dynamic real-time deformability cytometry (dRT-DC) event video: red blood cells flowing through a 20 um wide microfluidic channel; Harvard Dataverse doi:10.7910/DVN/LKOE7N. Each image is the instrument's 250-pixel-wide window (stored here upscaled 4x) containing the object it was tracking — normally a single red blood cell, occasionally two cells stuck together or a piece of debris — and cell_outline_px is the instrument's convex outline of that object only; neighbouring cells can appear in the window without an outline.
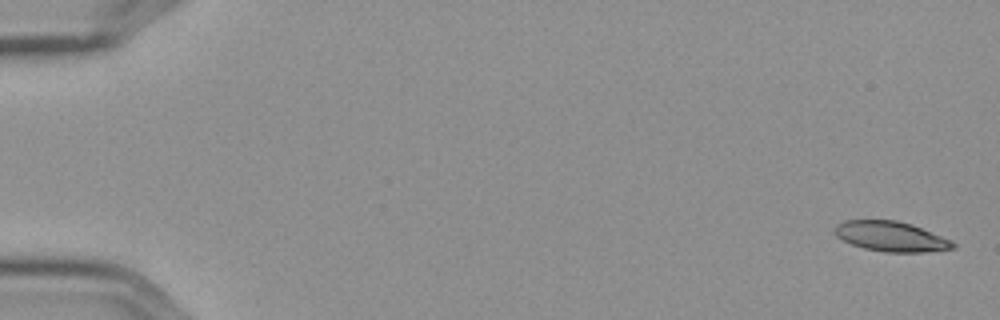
{"species": "Egyptian fruit bat (a non-hibernating species)", "species_latin": "Rousettus aegyptiacus", "temperature_condition": "cold", "stored_images_in_passage": 6, "camera_frame_rate_fps": 3000, "um_per_image_px": 0.085, "frame": {"image": 1, "passage_image": 1, "time_ms": 0.0, "image_size_px": [1000, 320], "cell_outline_px": [[956, 248], [924, 252], [884, 252], [864, 248], [852, 244], [836, 236], [832, 228], [836, 224], [844, 220], [896, 220], [912, 224], [952, 240], [956, 244]], "centroid_in_image_um": [75.73, 20.09], "position_along_channel_um": 9.3, "area_um2": 20.81}}
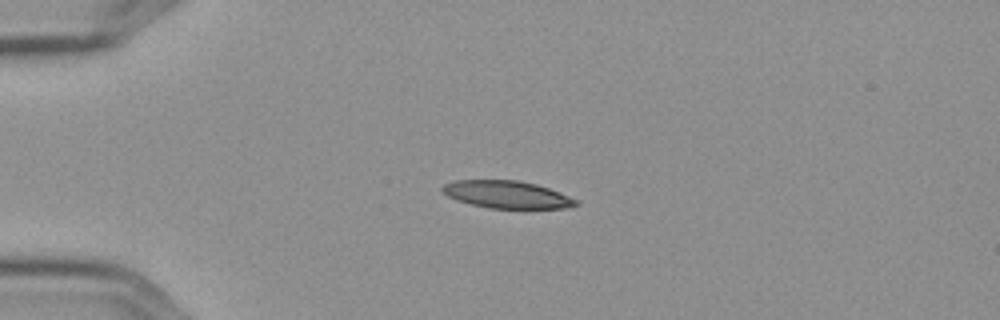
{"frame": {"image": 2, "passage_image": 4, "time_ms": 1.0, "image_size_px": [1000, 320], "cell_outline_px": [[580, 204], [564, 208], [488, 208], [472, 204], [448, 196], [440, 192], [440, 188], [444, 184], [452, 180], [520, 180], [536, 184], [548, 188], [580, 200]], "centroid_in_image_um": [43.09, 16.52], "position_along_channel_um": 41.9, "area_um2": 21.39}}
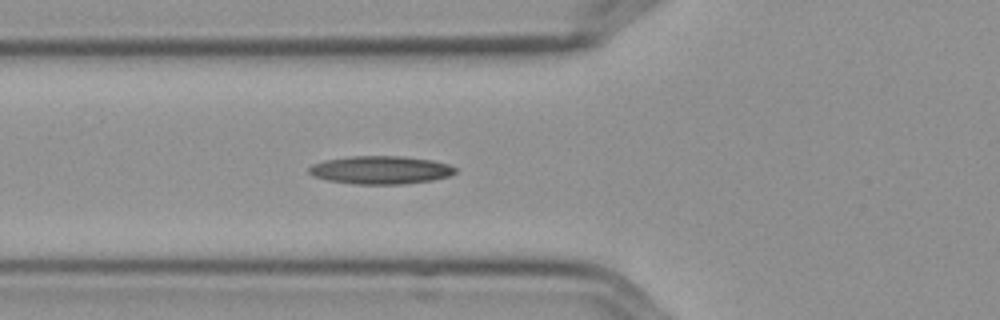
{"frame": {"image": 3, "passage_image": 6, "time_ms": 1.667, "image_size_px": [1000, 320], "cell_outline_px": [[456, 172], [448, 176], [432, 180], [404, 184], [352, 184], [328, 180], [312, 176], [308, 172], [308, 168], [312, 164], [324, 160], [348, 156], [404, 156], [432, 160], [448, 164], [456, 168]], "centroid_in_image_um": [32.32, 14.44], "position_along_channel_um": 93.5, "area_um2": 24.1}}